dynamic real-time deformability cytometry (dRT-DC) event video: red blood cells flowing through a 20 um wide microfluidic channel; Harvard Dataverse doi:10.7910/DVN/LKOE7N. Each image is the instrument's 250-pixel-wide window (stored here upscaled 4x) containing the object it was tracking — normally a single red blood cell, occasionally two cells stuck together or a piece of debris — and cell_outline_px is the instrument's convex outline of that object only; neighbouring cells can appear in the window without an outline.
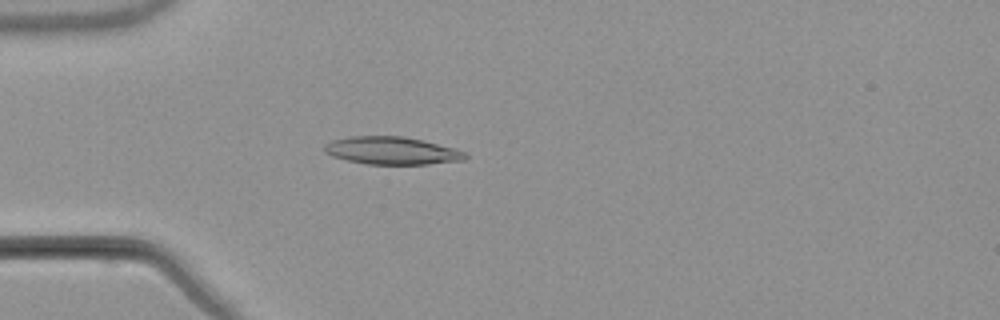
{"species": "common noctule bat (a hibernating species)", "species_latin": "Nyctalus noctula", "temperature_condition": "warm", "stored_images_in_passage": 54, "camera_frame_rate_fps": 3000, "um_per_image_px": 0.085, "animal": {"sex": "male", "body_mass_g": 21.5, "forearm_length_mm": 52.0}, "frame": {"image": 1, "passage_image": 16, "time_ms": 5.0, "image_size_px": [1000, 320], "cell_outline_px": [[468, 156], [464, 160], [428, 164], [368, 164], [348, 160], [332, 156], [324, 152], [324, 144], [332, 140], [348, 136], [404, 136], [424, 140], [456, 148], [468, 152]], "centroid_in_image_um": [33.34, 12.79], "position_along_channel_um": 51.7, "area_um2": 22.95}}
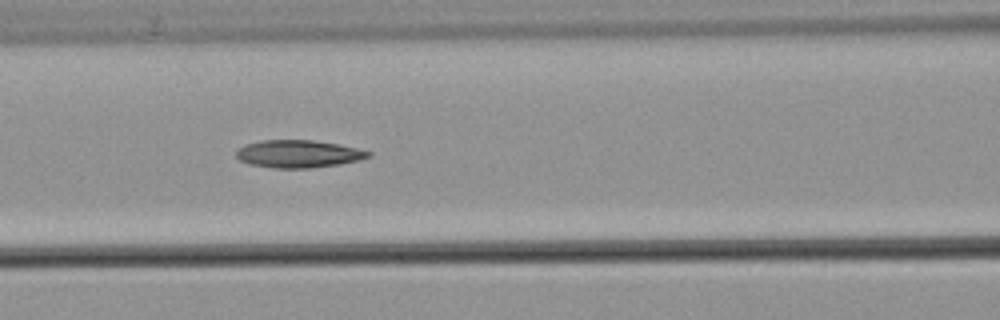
{"frame": {"image": 2, "passage_image": 24, "time_ms": 7.667, "image_size_px": [1000, 320], "cell_outline_px": [[372, 156], [360, 160], [340, 164], [312, 168], [272, 168], [248, 164], [240, 160], [236, 156], [236, 152], [244, 144], [260, 140], [312, 140], [336, 144], [356, 148], [372, 152]], "centroid_in_image_um": [25.35, 13.08], "position_along_channel_um": 141.2, "area_um2": 21.33}}
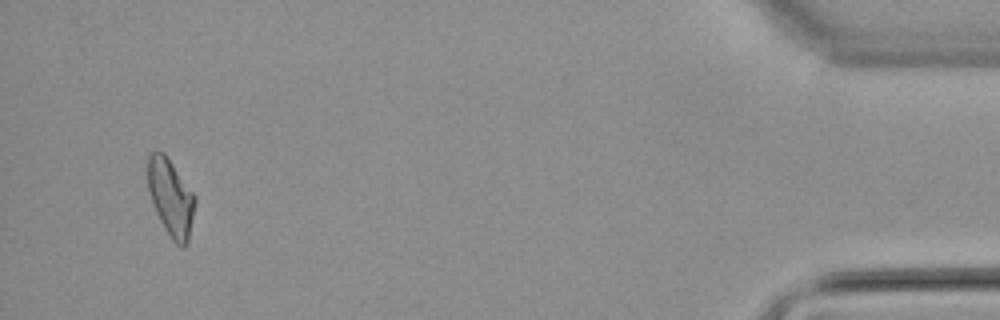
{"frame": {"image": 3, "passage_image": 52, "time_ms": 17.0, "image_size_px": [1000, 320], "cell_outline_px": [[196, 200], [188, 244], [184, 248], [180, 248], [172, 240], [160, 220], [156, 212], [148, 188], [148, 156], [152, 152], [164, 152], [192, 192]], "centroid_in_image_um": [14.53, 16.84], "position_along_channel_um": 420.7, "area_um2": 20.87}, "authors_computed_cell_mechanics": {"area_um2": 21.3282, "velocity_mm_per_s": 3.8198, "shape_relaxation_time_tau1_ms": 8.5849, "shape_relaxation_time_tau2_ms": 5.5744, "deformation_change_tau1": 0.235, "deformation_change_tau2": 0.1499}}